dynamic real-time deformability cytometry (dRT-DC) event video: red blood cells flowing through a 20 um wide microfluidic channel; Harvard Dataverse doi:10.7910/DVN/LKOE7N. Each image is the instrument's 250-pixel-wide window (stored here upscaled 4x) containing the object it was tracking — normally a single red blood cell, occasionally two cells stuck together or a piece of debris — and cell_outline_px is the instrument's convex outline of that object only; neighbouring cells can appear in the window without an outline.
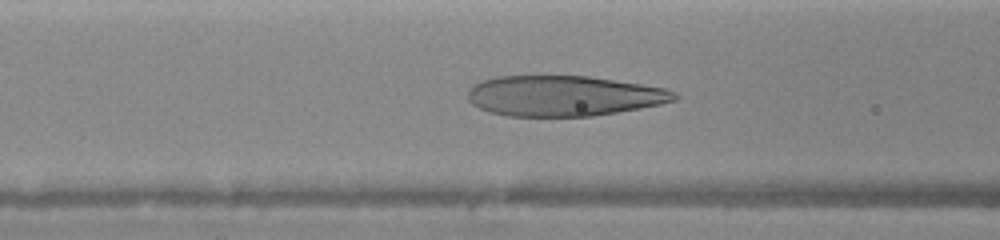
{"species": "human", "species_latin": "Homo sapiens", "temperature_condition": "warm", "stored_images_in_passage": 38, "camera_frame_rate_fps": 3000, "um_per_image_px": 0.085, "donor": {"sex": "female"}, "frame": {"image": 1, "passage_image": 14, "time_ms": 3.333, "image_size_px": [1000, 240], "cell_outline_px": [[680, 96], [676, 100], [660, 104], [616, 112], [592, 116], [508, 116], [488, 112], [472, 104], [468, 100], [468, 92], [480, 80], [496, 76], [588, 76], [640, 84], [664, 88], [676, 92]], "centroid_in_image_um": [47.9, 8.15], "position_along_channel_um": 118.7, "area_um2": 48.55}}
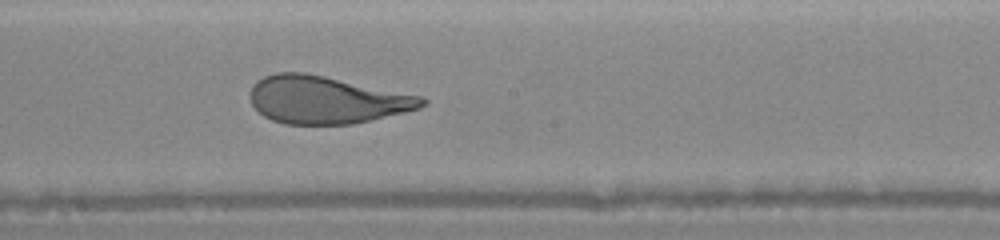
{"frame": {"image": 2, "passage_image": 20, "time_ms": 5.667, "image_size_px": [1000, 240], "cell_outline_px": [[428, 104], [420, 108], [372, 120], [352, 124], [284, 124], [272, 120], [264, 116], [252, 104], [248, 96], [252, 84], [256, 80], [264, 76], [276, 72], [304, 72], [324, 76], [420, 96], [428, 100]], "centroid_in_image_um": [27.7, 8.48], "position_along_channel_um": 220.5, "area_um2": 47.57}}
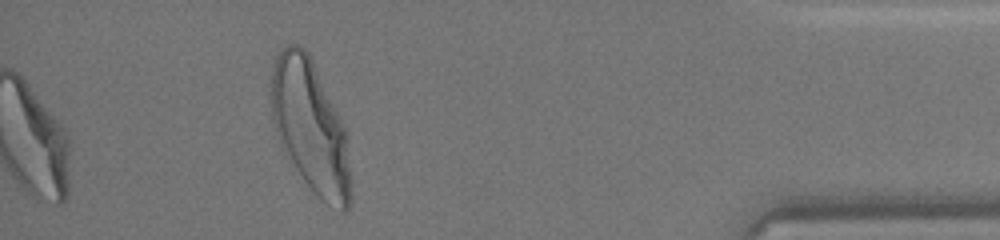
{"frame": {"image": 3, "passage_image": 38, "time_ms": 11.0, "image_size_px": [1000, 240], "cell_outline_px": [[352, 204], [344, 212], [340, 212], [324, 204], [316, 196], [304, 180], [296, 168], [280, 140], [272, 120], [272, 68], [276, 56], [280, 48], [288, 44], [300, 44], [308, 52], [312, 60], [344, 128], [352, 196]], "centroid_in_image_um": [26.39, 10.8], "position_along_channel_um": 408.8, "area_um2": 60.17}}